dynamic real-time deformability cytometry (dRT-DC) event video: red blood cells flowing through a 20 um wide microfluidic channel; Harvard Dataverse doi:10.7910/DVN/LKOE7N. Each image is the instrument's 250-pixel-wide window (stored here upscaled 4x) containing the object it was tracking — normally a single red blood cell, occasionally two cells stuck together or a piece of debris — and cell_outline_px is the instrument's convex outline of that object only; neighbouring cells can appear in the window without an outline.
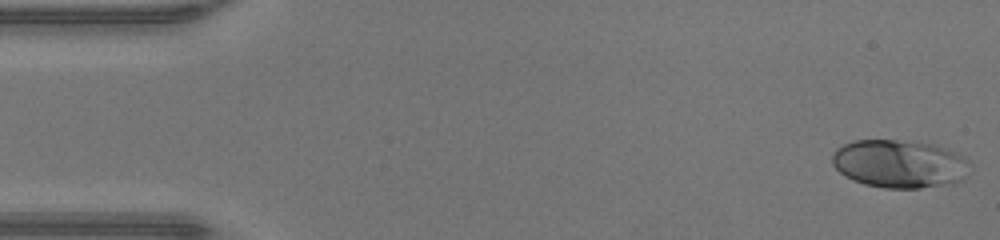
{"species": "human", "species_latin": "Homo sapiens", "temperature_condition": "warm", "stored_images_in_passage": 47, "camera_frame_rate_fps": 3000, "um_per_image_px": 0.085, "donor": {"sex": "male"}, "frame": {"image": 1, "passage_image": 1, "time_ms": 0.0, "image_size_px": [1000, 240], "cell_outline_px": [[972, 164], [968, 176], [964, 180], [956, 184], [920, 188], [884, 188], [864, 184], [852, 180], [844, 176], [832, 164], [832, 152], [836, 148], [852, 140], [896, 140], [936, 144], [960, 152]], "centroid_in_image_um": [76.53, 13.93], "position_along_channel_um": 8.5, "area_um2": 39.65}}
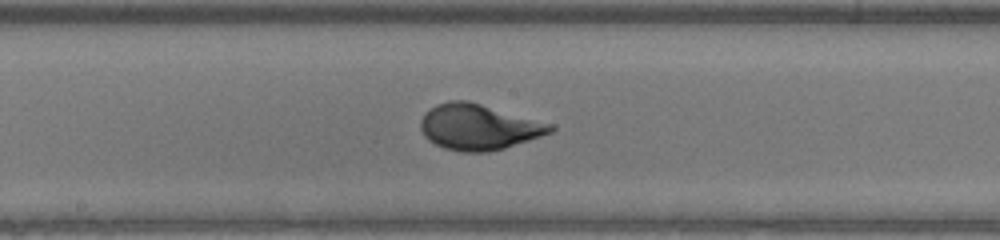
{"frame": {"image": 2, "passage_image": 24, "time_ms": 7.667, "image_size_px": [1000, 240], "cell_outline_px": [[556, 128], [552, 132], [504, 148], [488, 152], [460, 152], [444, 148], [428, 140], [424, 136], [420, 128], [420, 120], [424, 112], [436, 104], [448, 100], [468, 100], [556, 124]], "centroid_in_image_um": [40.69, 10.78], "position_along_channel_um": 207.5, "area_um2": 34.97}}
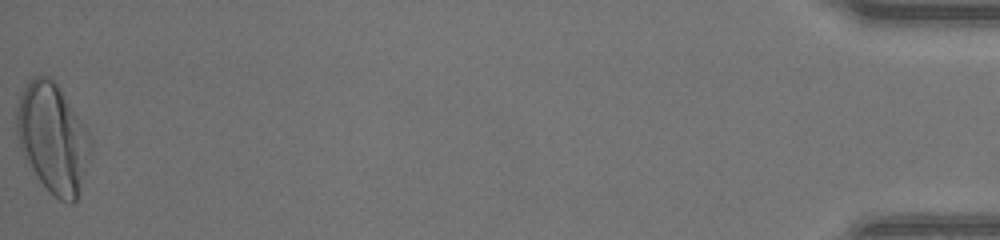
{"frame": {"image": 3, "passage_image": 47, "time_ms": 15.333, "image_size_px": [1000, 240], "cell_outline_px": [[88, 152], [76, 200], [72, 204], [68, 204], [60, 200], [40, 180], [32, 168], [20, 148], [16, 132], [16, 108], [24, 84], [28, 80], [36, 76], [48, 76], [56, 80], [88, 132]], "centroid_in_image_um": [4.42, 11.64], "position_along_channel_um": 430.8, "area_um2": 45.89}, "authors_computed_cell_mechanics": {"area_um2": 33.9286, "velocity_mm_per_s": 4.3541, "shape_relaxation_time_tau1_ms": 3.9648, "shape_relaxation_time_tau2_ms": null, "deformation_change_tau1": 0.2362, "deformation_change_tau2": null}}